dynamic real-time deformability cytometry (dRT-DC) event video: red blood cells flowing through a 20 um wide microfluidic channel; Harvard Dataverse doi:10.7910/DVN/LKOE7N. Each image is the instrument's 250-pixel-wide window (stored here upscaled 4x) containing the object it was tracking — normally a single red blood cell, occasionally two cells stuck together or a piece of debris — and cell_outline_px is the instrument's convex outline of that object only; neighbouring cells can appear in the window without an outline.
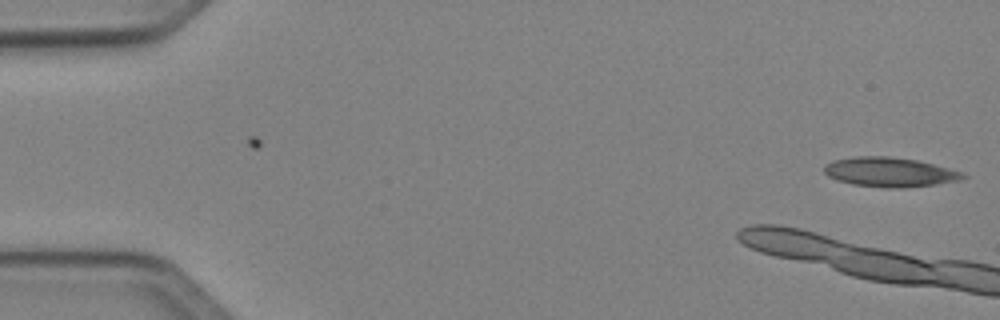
{"species": "Egyptian fruit bat (a non-hibernating species)", "species_latin": "Rousettus aegyptiacus", "temperature_condition": "cold", "stored_images_in_passage": 3, "camera_frame_rate_fps": 3000, "um_per_image_px": 0.085, "animal": {"sex": "female"}, "frame": {"image": 1, "passage_image": 3, "time_ms": 0.667, "image_size_px": [1000, 320], "cell_outline_px": [[968, 176], [960, 180], [904, 188], [884, 188], [852, 184], [828, 176], [824, 172], [824, 164], [832, 160], [856, 156], [888, 156], [916, 160], [948, 168], [960, 172]], "centroid_in_image_um": [75.57, 14.62], "position_along_channel_um": 9.4, "area_um2": 23.64}}